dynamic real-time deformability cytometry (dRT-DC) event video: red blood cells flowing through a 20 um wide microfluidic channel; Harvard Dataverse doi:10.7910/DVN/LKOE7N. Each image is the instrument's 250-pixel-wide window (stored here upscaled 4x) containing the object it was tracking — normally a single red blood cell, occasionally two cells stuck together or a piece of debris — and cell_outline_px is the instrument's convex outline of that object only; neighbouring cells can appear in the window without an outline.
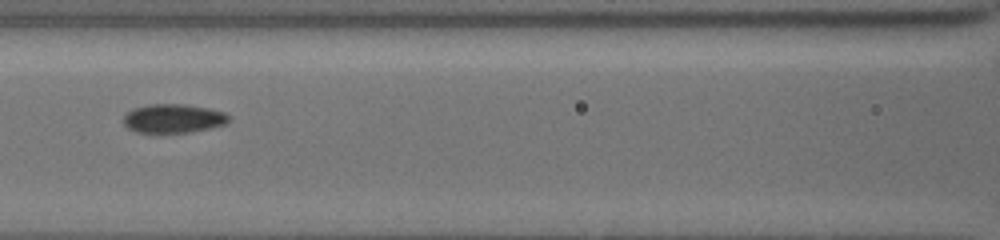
{"species": "common noctule bat (a hibernating species)", "species_latin": "Nyctalus noctula", "temperature_condition": "cold", "stored_images_in_passage": 13, "camera_frame_rate_fps": 3000, "um_per_image_px": 0.085, "animal": {"sex": "female", "body_mass_g": 19.5, "forearm_length_mm": 54.1}, "frame": {"image": 1, "passage_image": 6, "time_ms": 6.333, "image_size_px": [1000, 240], "cell_outline_px": [[228, 120], [224, 124], [192, 132], [160, 136], [152, 136], [136, 132], [128, 128], [124, 124], [124, 112], [132, 108], [148, 104], [184, 104], [208, 108], [224, 112], [228, 116]], "centroid_in_image_um": [14.62, 10.12], "position_along_channel_um": 152.0, "area_um2": 18.55}}
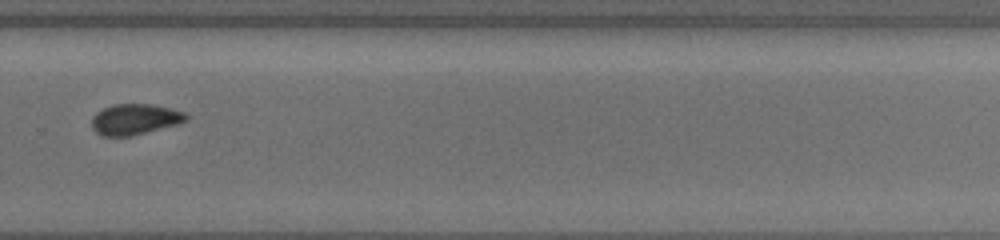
{"frame": {"image": 2, "passage_image": 10, "time_ms": 10.667, "image_size_px": [1000, 240], "cell_outline_px": [[188, 120], [176, 124], [132, 136], [104, 136], [96, 132], [92, 128], [92, 116], [96, 112], [112, 104], [152, 104], [172, 108], [184, 112], [188, 116]], "centroid_in_image_um": [11.45, 10.13], "position_along_channel_um": 318.3, "area_um2": 16.94}}
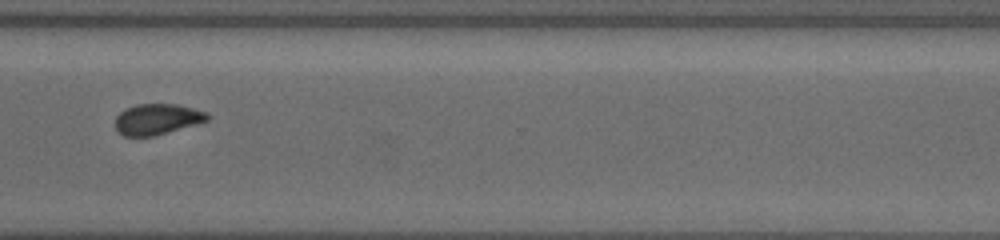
{"frame": {"image": 3, "passage_image": 11, "time_ms": 11.667, "image_size_px": [1000, 240], "cell_outline_px": [[208, 120], [196, 124], [156, 136], [124, 136], [116, 128], [116, 116], [120, 112], [136, 104], [176, 104], [208, 112]], "centroid_in_image_um": [13.37, 10.13], "position_along_channel_um": 357.2, "area_um2": 16.42}}